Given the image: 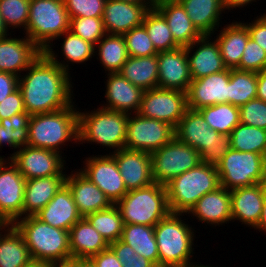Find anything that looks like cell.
I'll list each match as a JSON object with an SVG mask.
<instances>
[{
	"label": "cell",
	"mask_w": 266,
	"mask_h": 267,
	"mask_svg": "<svg viewBox=\"0 0 266 267\" xmlns=\"http://www.w3.org/2000/svg\"><path fill=\"white\" fill-rule=\"evenodd\" d=\"M19 76L24 107L28 114L49 113L73 103L71 76L42 53ZM27 74V75H26Z\"/></svg>",
	"instance_id": "6da1fadb"
},
{
	"label": "cell",
	"mask_w": 266,
	"mask_h": 267,
	"mask_svg": "<svg viewBox=\"0 0 266 267\" xmlns=\"http://www.w3.org/2000/svg\"><path fill=\"white\" fill-rule=\"evenodd\" d=\"M13 225L23 236L32 260L53 264L71 260L69 231L52 227L35 215L17 219Z\"/></svg>",
	"instance_id": "7a4b0ae2"
},
{
	"label": "cell",
	"mask_w": 266,
	"mask_h": 267,
	"mask_svg": "<svg viewBox=\"0 0 266 267\" xmlns=\"http://www.w3.org/2000/svg\"><path fill=\"white\" fill-rule=\"evenodd\" d=\"M69 107L49 113L33 114L28 124V146L62 154L66 142H79L78 110ZM63 145V146H62Z\"/></svg>",
	"instance_id": "3957f363"
},
{
	"label": "cell",
	"mask_w": 266,
	"mask_h": 267,
	"mask_svg": "<svg viewBox=\"0 0 266 267\" xmlns=\"http://www.w3.org/2000/svg\"><path fill=\"white\" fill-rule=\"evenodd\" d=\"M170 212L154 226L159 252V267H189L194 254V229L182 216ZM181 217V218H180Z\"/></svg>",
	"instance_id": "277c9868"
},
{
	"label": "cell",
	"mask_w": 266,
	"mask_h": 267,
	"mask_svg": "<svg viewBox=\"0 0 266 267\" xmlns=\"http://www.w3.org/2000/svg\"><path fill=\"white\" fill-rule=\"evenodd\" d=\"M175 136L197 150L201 162L215 167L231 149L230 135L211 129L198 110H186L175 128Z\"/></svg>",
	"instance_id": "5b68a950"
},
{
	"label": "cell",
	"mask_w": 266,
	"mask_h": 267,
	"mask_svg": "<svg viewBox=\"0 0 266 267\" xmlns=\"http://www.w3.org/2000/svg\"><path fill=\"white\" fill-rule=\"evenodd\" d=\"M129 114L97 108L78 112L79 143L100 144L114 152L125 149ZM82 141V142H81ZM84 141V142H83Z\"/></svg>",
	"instance_id": "8992f818"
},
{
	"label": "cell",
	"mask_w": 266,
	"mask_h": 267,
	"mask_svg": "<svg viewBox=\"0 0 266 267\" xmlns=\"http://www.w3.org/2000/svg\"><path fill=\"white\" fill-rule=\"evenodd\" d=\"M165 187L170 212L187 214L202 196L220 187V179L215 166L201 162Z\"/></svg>",
	"instance_id": "52a82bcc"
},
{
	"label": "cell",
	"mask_w": 266,
	"mask_h": 267,
	"mask_svg": "<svg viewBox=\"0 0 266 267\" xmlns=\"http://www.w3.org/2000/svg\"><path fill=\"white\" fill-rule=\"evenodd\" d=\"M115 205L124 224L155 226L170 213L166 187L159 183L128 191Z\"/></svg>",
	"instance_id": "ba28073f"
},
{
	"label": "cell",
	"mask_w": 266,
	"mask_h": 267,
	"mask_svg": "<svg viewBox=\"0 0 266 267\" xmlns=\"http://www.w3.org/2000/svg\"><path fill=\"white\" fill-rule=\"evenodd\" d=\"M69 24L64 0H30L24 35L44 51L53 40L69 31Z\"/></svg>",
	"instance_id": "9c48e42d"
},
{
	"label": "cell",
	"mask_w": 266,
	"mask_h": 267,
	"mask_svg": "<svg viewBox=\"0 0 266 267\" xmlns=\"http://www.w3.org/2000/svg\"><path fill=\"white\" fill-rule=\"evenodd\" d=\"M216 168L220 186L233 190L260 183L266 172V158L261 154L231 148Z\"/></svg>",
	"instance_id": "30bf717a"
},
{
	"label": "cell",
	"mask_w": 266,
	"mask_h": 267,
	"mask_svg": "<svg viewBox=\"0 0 266 267\" xmlns=\"http://www.w3.org/2000/svg\"><path fill=\"white\" fill-rule=\"evenodd\" d=\"M154 183L166 185L171 179L201 163L197 150L176 136L166 145L151 153Z\"/></svg>",
	"instance_id": "8fae6325"
},
{
	"label": "cell",
	"mask_w": 266,
	"mask_h": 267,
	"mask_svg": "<svg viewBox=\"0 0 266 267\" xmlns=\"http://www.w3.org/2000/svg\"><path fill=\"white\" fill-rule=\"evenodd\" d=\"M129 114L125 149L153 153L175 137V128L169 123Z\"/></svg>",
	"instance_id": "7c38bea8"
},
{
	"label": "cell",
	"mask_w": 266,
	"mask_h": 267,
	"mask_svg": "<svg viewBox=\"0 0 266 267\" xmlns=\"http://www.w3.org/2000/svg\"><path fill=\"white\" fill-rule=\"evenodd\" d=\"M187 109L186 92L157 87L144 91L138 113L142 117L161 120L176 128Z\"/></svg>",
	"instance_id": "4fadbf2b"
},
{
	"label": "cell",
	"mask_w": 266,
	"mask_h": 267,
	"mask_svg": "<svg viewBox=\"0 0 266 267\" xmlns=\"http://www.w3.org/2000/svg\"><path fill=\"white\" fill-rule=\"evenodd\" d=\"M9 157L8 159L11 160L26 180L57 176L65 170V157L49 149L27 145L15 150Z\"/></svg>",
	"instance_id": "5bb4252c"
},
{
	"label": "cell",
	"mask_w": 266,
	"mask_h": 267,
	"mask_svg": "<svg viewBox=\"0 0 266 267\" xmlns=\"http://www.w3.org/2000/svg\"><path fill=\"white\" fill-rule=\"evenodd\" d=\"M9 161V162H8ZM26 179L10 159L0 160V220L13 224L23 216Z\"/></svg>",
	"instance_id": "9a60e30c"
},
{
	"label": "cell",
	"mask_w": 266,
	"mask_h": 267,
	"mask_svg": "<svg viewBox=\"0 0 266 267\" xmlns=\"http://www.w3.org/2000/svg\"><path fill=\"white\" fill-rule=\"evenodd\" d=\"M85 161L79 171L104 192L112 204L119 202L128 191L114 157L110 153L93 155Z\"/></svg>",
	"instance_id": "2e32d148"
},
{
	"label": "cell",
	"mask_w": 266,
	"mask_h": 267,
	"mask_svg": "<svg viewBox=\"0 0 266 267\" xmlns=\"http://www.w3.org/2000/svg\"><path fill=\"white\" fill-rule=\"evenodd\" d=\"M230 68L211 75L192 79L187 90V106L199 110L215 104L228 103Z\"/></svg>",
	"instance_id": "e0dca14e"
},
{
	"label": "cell",
	"mask_w": 266,
	"mask_h": 267,
	"mask_svg": "<svg viewBox=\"0 0 266 267\" xmlns=\"http://www.w3.org/2000/svg\"><path fill=\"white\" fill-rule=\"evenodd\" d=\"M123 178L127 191L144 188L154 183L151 154L143 151L121 149L110 151Z\"/></svg>",
	"instance_id": "ac0fdd59"
},
{
	"label": "cell",
	"mask_w": 266,
	"mask_h": 267,
	"mask_svg": "<svg viewBox=\"0 0 266 267\" xmlns=\"http://www.w3.org/2000/svg\"><path fill=\"white\" fill-rule=\"evenodd\" d=\"M157 61L158 88L187 92L192 77L188 65L186 47L159 52Z\"/></svg>",
	"instance_id": "d6986e66"
},
{
	"label": "cell",
	"mask_w": 266,
	"mask_h": 267,
	"mask_svg": "<svg viewBox=\"0 0 266 267\" xmlns=\"http://www.w3.org/2000/svg\"><path fill=\"white\" fill-rule=\"evenodd\" d=\"M43 51L28 37L0 39V71L20 76Z\"/></svg>",
	"instance_id": "ffe728a7"
},
{
	"label": "cell",
	"mask_w": 266,
	"mask_h": 267,
	"mask_svg": "<svg viewBox=\"0 0 266 267\" xmlns=\"http://www.w3.org/2000/svg\"><path fill=\"white\" fill-rule=\"evenodd\" d=\"M106 74L108 77H106V92L104 96L107 103L105 105L102 104L100 107L127 114L138 113L144 91L129 82L119 72Z\"/></svg>",
	"instance_id": "44dd1931"
},
{
	"label": "cell",
	"mask_w": 266,
	"mask_h": 267,
	"mask_svg": "<svg viewBox=\"0 0 266 267\" xmlns=\"http://www.w3.org/2000/svg\"><path fill=\"white\" fill-rule=\"evenodd\" d=\"M210 37L212 36L203 35L191 45L185 46L192 79H199L227 69L217 41L211 40ZM195 46L197 49L193 50Z\"/></svg>",
	"instance_id": "7402d4cb"
},
{
	"label": "cell",
	"mask_w": 266,
	"mask_h": 267,
	"mask_svg": "<svg viewBox=\"0 0 266 267\" xmlns=\"http://www.w3.org/2000/svg\"><path fill=\"white\" fill-rule=\"evenodd\" d=\"M147 11L144 5L106 0L102 16L105 32L124 35L131 29L142 25Z\"/></svg>",
	"instance_id": "603a6c76"
},
{
	"label": "cell",
	"mask_w": 266,
	"mask_h": 267,
	"mask_svg": "<svg viewBox=\"0 0 266 267\" xmlns=\"http://www.w3.org/2000/svg\"><path fill=\"white\" fill-rule=\"evenodd\" d=\"M77 170L66 176L65 184L70 189L78 213L82 217L113 205L104 192Z\"/></svg>",
	"instance_id": "cb8c5ba5"
},
{
	"label": "cell",
	"mask_w": 266,
	"mask_h": 267,
	"mask_svg": "<svg viewBox=\"0 0 266 267\" xmlns=\"http://www.w3.org/2000/svg\"><path fill=\"white\" fill-rule=\"evenodd\" d=\"M200 222L219 226L232 221L230 190L220 186L202 196L187 213Z\"/></svg>",
	"instance_id": "d4e9b609"
},
{
	"label": "cell",
	"mask_w": 266,
	"mask_h": 267,
	"mask_svg": "<svg viewBox=\"0 0 266 267\" xmlns=\"http://www.w3.org/2000/svg\"><path fill=\"white\" fill-rule=\"evenodd\" d=\"M230 196L233 222L237 220L255 229L259 223L265 199L260 184L230 190Z\"/></svg>",
	"instance_id": "484cf974"
},
{
	"label": "cell",
	"mask_w": 266,
	"mask_h": 267,
	"mask_svg": "<svg viewBox=\"0 0 266 267\" xmlns=\"http://www.w3.org/2000/svg\"><path fill=\"white\" fill-rule=\"evenodd\" d=\"M35 216L52 227L69 231L82 216L78 213L72 193L65 184Z\"/></svg>",
	"instance_id": "4316f807"
},
{
	"label": "cell",
	"mask_w": 266,
	"mask_h": 267,
	"mask_svg": "<svg viewBox=\"0 0 266 267\" xmlns=\"http://www.w3.org/2000/svg\"><path fill=\"white\" fill-rule=\"evenodd\" d=\"M66 172L57 176L26 180L24 191L23 217L35 215L43 209L65 185Z\"/></svg>",
	"instance_id": "83f0119b"
},
{
	"label": "cell",
	"mask_w": 266,
	"mask_h": 267,
	"mask_svg": "<svg viewBox=\"0 0 266 267\" xmlns=\"http://www.w3.org/2000/svg\"><path fill=\"white\" fill-rule=\"evenodd\" d=\"M69 241L71 259H89L109 247L103 236L85 217L70 228Z\"/></svg>",
	"instance_id": "f1b7e54d"
},
{
	"label": "cell",
	"mask_w": 266,
	"mask_h": 267,
	"mask_svg": "<svg viewBox=\"0 0 266 267\" xmlns=\"http://www.w3.org/2000/svg\"><path fill=\"white\" fill-rule=\"evenodd\" d=\"M215 40L227 68L235 69L241 61L243 51L250 37L247 27L240 21L226 24Z\"/></svg>",
	"instance_id": "f546056e"
},
{
	"label": "cell",
	"mask_w": 266,
	"mask_h": 267,
	"mask_svg": "<svg viewBox=\"0 0 266 267\" xmlns=\"http://www.w3.org/2000/svg\"><path fill=\"white\" fill-rule=\"evenodd\" d=\"M180 3L202 35L211 36L218 31L221 14L225 13L222 0H182Z\"/></svg>",
	"instance_id": "4dcf8cb0"
},
{
	"label": "cell",
	"mask_w": 266,
	"mask_h": 267,
	"mask_svg": "<svg viewBox=\"0 0 266 267\" xmlns=\"http://www.w3.org/2000/svg\"><path fill=\"white\" fill-rule=\"evenodd\" d=\"M4 232V233H3ZM32 260L23 236L13 224H0V267H24Z\"/></svg>",
	"instance_id": "1f68e13d"
},
{
	"label": "cell",
	"mask_w": 266,
	"mask_h": 267,
	"mask_svg": "<svg viewBox=\"0 0 266 267\" xmlns=\"http://www.w3.org/2000/svg\"><path fill=\"white\" fill-rule=\"evenodd\" d=\"M63 37L61 55L64 56L63 60H58V55L53 51L52 43L51 46H48L43 53L53 62L59 65L64 71L68 74L69 72V64L70 63H84L89 61L92 56H95V46L88 41H85L80 36L73 34L71 31L64 32L61 36L57 37L55 40ZM57 57V58H56ZM62 62V63H61ZM69 62V63H68Z\"/></svg>",
	"instance_id": "d6a6232c"
},
{
	"label": "cell",
	"mask_w": 266,
	"mask_h": 267,
	"mask_svg": "<svg viewBox=\"0 0 266 267\" xmlns=\"http://www.w3.org/2000/svg\"><path fill=\"white\" fill-rule=\"evenodd\" d=\"M156 10L165 18L174 40L181 46L191 45L203 35L193 25L181 3H170Z\"/></svg>",
	"instance_id": "836d02e7"
},
{
	"label": "cell",
	"mask_w": 266,
	"mask_h": 267,
	"mask_svg": "<svg viewBox=\"0 0 266 267\" xmlns=\"http://www.w3.org/2000/svg\"><path fill=\"white\" fill-rule=\"evenodd\" d=\"M119 73L133 85L147 91L158 87L157 55L129 56Z\"/></svg>",
	"instance_id": "e575fe53"
},
{
	"label": "cell",
	"mask_w": 266,
	"mask_h": 267,
	"mask_svg": "<svg viewBox=\"0 0 266 267\" xmlns=\"http://www.w3.org/2000/svg\"><path fill=\"white\" fill-rule=\"evenodd\" d=\"M120 240L133 250L159 267V252L155 239L154 226L124 224Z\"/></svg>",
	"instance_id": "d590c367"
},
{
	"label": "cell",
	"mask_w": 266,
	"mask_h": 267,
	"mask_svg": "<svg viewBox=\"0 0 266 267\" xmlns=\"http://www.w3.org/2000/svg\"><path fill=\"white\" fill-rule=\"evenodd\" d=\"M95 50L106 73L119 72L129 57L123 35L106 33L95 45Z\"/></svg>",
	"instance_id": "8d00e7d4"
},
{
	"label": "cell",
	"mask_w": 266,
	"mask_h": 267,
	"mask_svg": "<svg viewBox=\"0 0 266 267\" xmlns=\"http://www.w3.org/2000/svg\"><path fill=\"white\" fill-rule=\"evenodd\" d=\"M142 25L158 53L181 47L174 40L165 18L156 9H150L146 12Z\"/></svg>",
	"instance_id": "74e56055"
},
{
	"label": "cell",
	"mask_w": 266,
	"mask_h": 267,
	"mask_svg": "<svg viewBox=\"0 0 266 267\" xmlns=\"http://www.w3.org/2000/svg\"><path fill=\"white\" fill-rule=\"evenodd\" d=\"M257 96V73L230 69L228 103L241 107Z\"/></svg>",
	"instance_id": "f35d334b"
},
{
	"label": "cell",
	"mask_w": 266,
	"mask_h": 267,
	"mask_svg": "<svg viewBox=\"0 0 266 267\" xmlns=\"http://www.w3.org/2000/svg\"><path fill=\"white\" fill-rule=\"evenodd\" d=\"M209 127L219 134L230 135L240 123L239 107L230 103L215 104L198 110Z\"/></svg>",
	"instance_id": "ab89813d"
},
{
	"label": "cell",
	"mask_w": 266,
	"mask_h": 267,
	"mask_svg": "<svg viewBox=\"0 0 266 267\" xmlns=\"http://www.w3.org/2000/svg\"><path fill=\"white\" fill-rule=\"evenodd\" d=\"M103 236L108 244L121 238L124 222L115 204L104 210L88 214L85 217Z\"/></svg>",
	"instance_id": "60d3db41"
},
{
	"label": "cell",
	"mask_w": 266,
	"mask_h": 267,
	"mask_svg": "<svg viewBox=\"0 0 266 267\" xmlns=\"http://www.w3.org/2000/svg\"><path fill=\"white\" fill-rule=\"evenodd\" d=\"M230 138L232 149L261 154L266 158V130L239 123Z\"/></svg>",
	"instance_id": "b9f144b4"
},
{
	"label": "cell",
	"mask_w": 266,
	"mask_h": 267,
	"mask_svg": "<svg viewBox=\"0 0 266 267\" xmlns=\"http://www.w3.org/2000/svg\"><path fill=\"white\" fill-rule=\"evenodd\" d=\"M30 0H0V14L7 29L26 30L29 19ZM23 27V28H21Z\"/></svg>",
	"instance_id": "7bdbcfd3"
},
{
	"label": "cell",
	"mask_w": 266,
	"mask_h": 267,
	"mask_svg": "<svg viewBox=\"0 0 266 267\" xmlns=\"http://www.w3.org/2000/svg\"><path fill=\"white\" fill-rule=\"evenodd\" d=\"M69 31L94 46L105 36L102 17L70 18Z\"/></svg>",
	"instance_id": "ee69618b"
},
{
	"label": "cell",
	"mask_w": 266,
	"mask_h": 267,
	"mask_svg": "<svg viewBox=\"0 0 266 267\" xmlns=\"http://www.w3.org/2000/svg\"><path fill=\"white\" fill-rule=\"evenodd\" d=\"M123 36L129 56L145 57L158 54L143 25L131 29Z\"/></svg>",
	"instance_id": "f6af8a7d"
},
{
	"label": "cell",
	"mask_w": 266,
	"mask_h": 267,
	"mask_svg": "<svg viewBox=\"0 0 266 267\" xmlns=\"http://www.w3.org/2000/svg\"><path fill=\"white\" fill-rule=\"evenodd\" d=\"M235 69L256 73L263 71L266 69V52L249 37L240 64Z\"/></svg>",
	"instance_id": "bcb514c9"
},
{
	"label": "cell",
	"mask_w": 266,
	"mask_h": 267,
	"mask_svg": "<svg viewBox=\"0 0 266 267\" xmlns=\"http://www.w3.org/2000/svg\"><path fill=\"white\" fill-rule=\"evenodd\" d=\"M240 123L266 130V102L254 98L239 107Z\"/></svg>",
	"instance_id": "7dc6e473"
},
{
	"label": "cell",
	"mask_w": 266,
	"mask_h": 267,
	"mask_svg": "<svg viewBox=\"0 0 266 267\" xmlns=\"http://www.w3.org/2000/svg\"><path fill=\"white\" fill-rule=\"evenodd\" d=\"M69 18L102 17L106 0H64Z\"/></svg>",
	"instance_id": "c3c4849f"
},
{
	"label": "cell",
	"mask_w": 266,
	"mask_h": 267,
	"mask_svg": "<svg viewBox=\"0 0 266 267\" xmlns=\"http://www.w3.org/2000/svg\"><path fill=\"white\" fill-rule=\"evenodd\" d=\"M109 247L117 256L122 267H157L152 261L142 255H138L130 245L120 239L110 243Z\"/></svg>",
	"instance_id": "681fc988"
},
{
	"label": "cell",
	"mask_w": 266,
	"mask_h": 267,
	"mask_svg": "<svg viewBox=\"0 0 266 267\" xmlns=\"http://www.w3.org/2000/svg\"><path fill=\"white\" fill-rule=\"evenodd\" d=\"M27 143L28 128L13 130L10 126H2L0 122V148L5 144L12 147V149H19L27 146ZM4 157L0 156V160L4 159Z\"/></svg>",
	"instance_id": "f907efd6"
},
{
	"label": "cell",
	"mask_w": 266,
	"mask_h": 267,
	"mask_svg": "<svg viewBox=\"0 0 266 267\" xmlns=\"http://www.w3.org/2000/svg\"><path fill=\"white\" fill-rule=\"evenodd\" d=\"M26 112L21 91L17 88L0 102V120L10 118L14 114Z\"/></svg>",
	"instance_id": "816d5d0a"
},
{
	"label": "cell",
	"mask_w": 266,
	"mask_h": 267,
	"mask_svg": "<svg viewBox=\"0 0 266 267\" xmlns=\"http://www.w3.org/2000/svg\"><path fill=\"white\" fill-rule=\"evenodd\" d=\"M249 32L250 38L258 43L266 52V13L257 16L251 23L242 22Z\"/></svg>",
	"instance_id": "f5cc1de1"
},
{
	"label": "cell",
	"mask_w": 266,
	"mask_h": 267,
	"mask_svg": "<svg viewBox=\"0 0 266 267\" xmlns=\"http://www.w3.org/2000/svg\"><path fill=\"white\" fill-rule=\"evenodd\" d=\"M19 77L0 71V102L18 88Z\"/></svg>",
	"instance_id": "db71d44e"
},
{
	"label": "cell",
	"mask_w": 266,
	"mask_h": 267,
	"mask_svg": "<svg viewBox=\"0 0 266 267\" xmlns=\"http://www.w3.org/2000/svg\"><path fill=\"white\" fill-rule=\"evenodd\" d=\"M96 267H122L113 250L108 247L90 258Z\"/></svg>",
	"instance_id": "11a10c76"
},
{
	"label": "cell",
	"mask_w": 266,
	"mask_h": 267,
	"mask_svg": "<svg viewBox=\"0 0 266 267\" xmlns=\"http://www.w3.org/2000/svg\"><path fill=\"white\" fill-rule=\"evenodd\" d=\"M31 115L27 112L14 114L10 118L1 119L2 126H10L13 130L28 128Z\"/></svg>",
	"instance_id": "9f6ffc18"
},
{
	"label": "cell",
	"mask_w": 266,
	"mask_h": 267,
	"mask_svg": "<svg viewBox=\"0 0 266 267\" xmlns=\"http://www.w3.org/2000/svg\"><path fill=\"white\" fill-rule=\"evenodd\" d=\"M256 98L266 102V69L257 73V96Z\"/></svg>",
	"instance_id": "6f0895ef"
},
{
	"label": "cell",
	"mask_w": 266,
	"mask_h": 267,
	"mask_svg": "<svg viewBox=\"0 0 266 267\" xmlns=\"http://www.w3.org/2000/svg\"><path fill=\"white\" fill-rule=\"evenodd\" d=\"M256 0H222L223 2V6L225 10H232V9H236L237 7H245L248 4L250 5V3L252 4V2H255Z\"/></svg>",
	"instance_id": "680465c9"
},
{
	"label": "cell",
	"mask_w": 266,
	"mask_h": 267,
	"mask_svg": "<svg viewBox=\"0 0 266 267\" xmlns=\"http://www.w3.org/2000/svg\"><path fill=\"white\" fill-rule=\"evenodd\" d=\"M68 264L71 267H96L93 261L89 259H71Z\"/></svg>",
	"instance_id": "91938a15"
},
{
	"label": "cell",
	"mask_w": 266,
	"mask_h": 267,
	"mask_svg": "<svg viewBox=\"0 0 266 267\" xmlns=\"http://www.w3.org/2000/svg\"><path fill=\"white\" fill-rule=\"evenodd\" d=\"M257 229L259 230V232L260 231L266 232V198L264 199L262 214H261L259 223H258L257 227L255 228V230H257Z\"/></svg>",
	"instance_id": "94428289"
},
{
	"label": "cell",
	"mask_w": 266,
	"mask_h": 267,
	"mask_svg": "<svg viewBox=\"0 0 266 267\" xmlns=\"http://www.w3.org/2000/svg\"><path fill=\"white\" fill-rule=\"evenodd\" d=\"M54 264L46 261L31 260L24 267H52Z\"/></svg>",
	"instance_id": "6125c7cd"
},
{
	"label": "cell",
	"mask_w": 266,
	"mask_h": 267,
	"mask_svg": "<svg viewBox=\"0 0 266 267\" xmlns=\"http://www.w3.org/2000/svg\"><path fill=\"white\" fill-rule=\"evenodd\" d=\"M118 1H125V2L144 5L148 10L153 9V1L152 0H118Z\"/></svg>",
	"instance_id": "be15d7a7"
},
{
	"label": "cell",
	"mask_w": 266,
	"mask_h": 267,
	"mask_svg": "<svg viewBox=\"0 0 266 267\" xmlns=\"http://www.w3.org/2000/svg\"><path fill=\"white\" fill-rule=\"evenodd\" d=\"M153 1V9L157 7L170 4V3H180L182 0H152Z\"/></svg>",
	"instance_id": "e7e4bbea"
},
{
	"label": "cell",
	"mask_w": 266,
	"mask_h": 267,
	"mask_svg": "<svg viewBox=\"0 0 266 267\" xmlns=\"http://www.w3.org/2000/svg\"><path fill=\"white\" fill-rule=\"evenodd\" d=\"M7 36H10L9 31H8L7 27L5 26L3 18L0 14V39L7 37Z\"/></svg>",
	"instance_id": "03108f58"
},
{
	"label": "cell",
	"mask_w": 266,
	"mask_h": 267,
	"mask_svg": "<svg viewBox=\"0 0 266 267\" xmlns=\"http://www.w3.org/2000/svg\"><path fill=\"white\" fill-rule=\"evenodd\" d=\"M260 186H261V189H262V191H263V195H264V197L266 198V172H265V174H264V176H263V178L261 179V181H260Z\"/></svg>",
	"instance_id": "003e7915"
},
{
	"label": "cell",
	"mask_w": 266,
	"mask_h": 267,
	"mask_svg": "<svg viewBox=\"0 0 266 267\" xmlns=\"http://www.w3.org/2000/svg\"><path fill=\"white\" fill-rule=\"evenodd\" d=\"M52 267H71L68 263L64 264H54Z\"/></svg>",
	"instance_id": "a7ac6f4b"
},
{
	"label": "cell",
	"mask_w": 266,
	"mask_h": 267,
	"mask_svg": "<svg viewBox=\"0 0 266 267\" xmlns=\"http://www.w3.org/2000/svg\"><path fill=\"white\" fill-rule=\"evenodd\" d=\"M189 267H212V266H207V265H203V264H201V265H199V263L196 265V263H192Z\"/></svg>",
	"instance_id": "89a4df30"
}]
</instances>
